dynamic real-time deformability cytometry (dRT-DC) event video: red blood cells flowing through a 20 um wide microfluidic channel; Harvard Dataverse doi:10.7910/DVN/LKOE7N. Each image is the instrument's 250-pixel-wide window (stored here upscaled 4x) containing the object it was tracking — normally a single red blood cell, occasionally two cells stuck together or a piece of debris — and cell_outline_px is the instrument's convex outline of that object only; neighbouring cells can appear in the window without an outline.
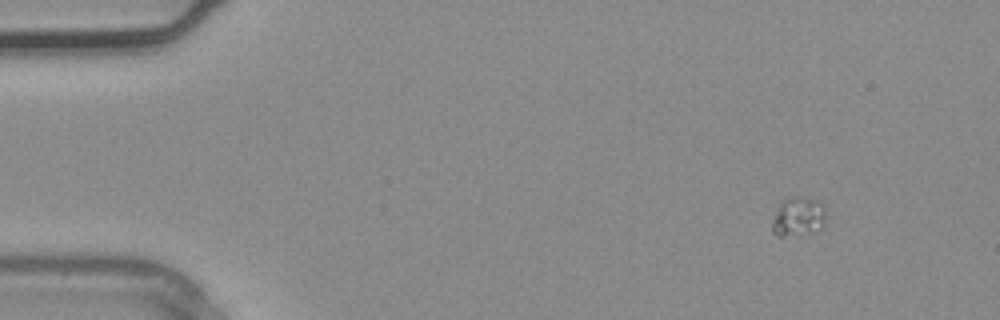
{"species": "common noctule bat (a hibernating species)", "species_latin": "Nyctalus noctula", "temperature_condition": "warm", "stored_images_in_passage": 3, "camera_frame_rate_fps": 3000, "um_per_image_px": 0.085, "animal": {"sex": "male", "body_mass_g": 20.4}, "frame": {"image": 1, "passage_image": 1, "time_ms": 0.0, "image_size_px": [1000, 320], "cell_outline_px": [[824, 224], [820, 228], [812, 232], [784, 236], [776, 236], [772, 232], [772, 220], [780, 200], [792, 196], [796, 196], [816, 200], [824, 208]], "centroid_in_image_um": [67.78, 18.41], "position_along_channel_um": 17.2, "area_um2": 12.2}}